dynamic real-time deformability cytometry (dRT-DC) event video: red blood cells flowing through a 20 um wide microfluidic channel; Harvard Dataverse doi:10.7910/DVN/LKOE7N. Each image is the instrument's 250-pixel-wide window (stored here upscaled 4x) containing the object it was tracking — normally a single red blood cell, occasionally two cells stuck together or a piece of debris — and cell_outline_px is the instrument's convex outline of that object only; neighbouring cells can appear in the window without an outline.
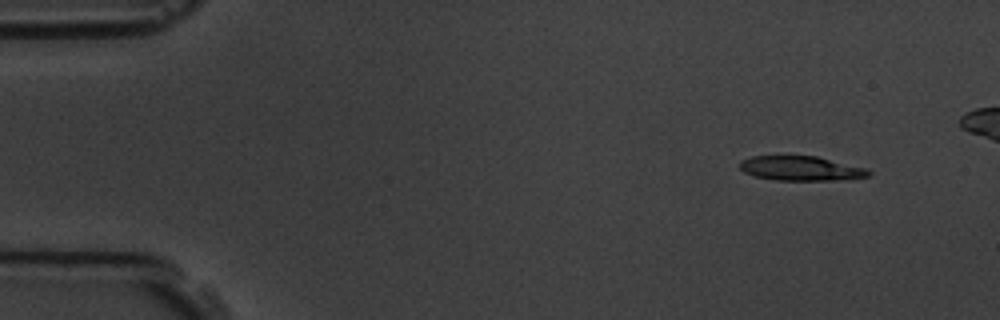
{"species": "common noctule bat (a hibernating species)", "species_latin": "Nyctalus noctula", "temperature_condition": "room temperature", "stored_images_in_passage": 5, "camera_frame_rate_fps": 3000, "um_per_image_px": 0.085, "animal": {"sex": "male", "body_mass_g": 19.5, "forearm_length_mm": 54.6}, "frame": {"image": 1, "passage_image": 1, "time_ms": 0.0, "image_size_px": [1000, 320], "cell_outline_px": [[872, 172], [868, 176], [848, 180], [776, 180], [756, 176], [744, 172], [740, 168], [740, 160], [752, 156], [816, 156], [868, 168]], "centroid_in_image_um": [68.13, 14.31], "position_along_channel_um": 16.9, "area_um2": 18.5}}